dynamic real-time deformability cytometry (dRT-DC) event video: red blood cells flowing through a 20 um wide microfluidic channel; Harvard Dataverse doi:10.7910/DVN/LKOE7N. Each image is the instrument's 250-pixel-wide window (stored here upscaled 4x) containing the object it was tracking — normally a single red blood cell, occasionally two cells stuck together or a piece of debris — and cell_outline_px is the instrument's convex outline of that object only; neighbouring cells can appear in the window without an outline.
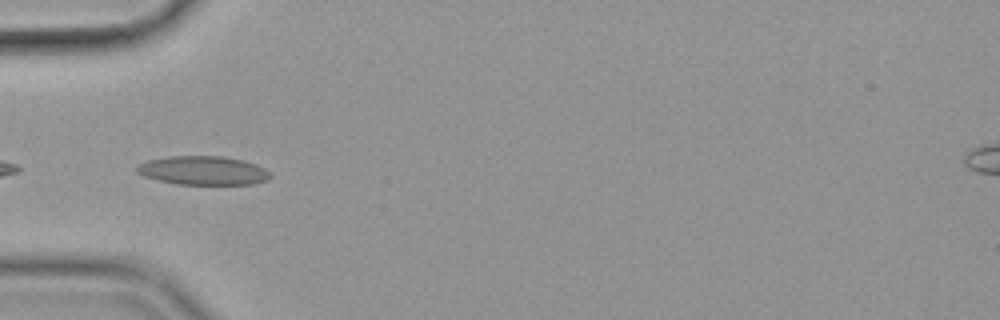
{"species": "common noctule bat (a hibernating species)", "species_latin": "Nyctalus noctula", "temperature_condition": "cold", "stored_images_in_passage": 14, "camera_frame_rate_fps": 3000, "um_per_image_px": 0.085, "animal": {"sex": "female", "body_mass_g": 19.9}, "frame": {"image": 1, "passage_image": 1, "time_ms": 0.0, "image_size_px": [1000, 320], "cell_outline_px": [[272, 176], [268, 180], [252, 184], [176, 184], [156, 180], [144, 176], [136, 172], [136, 164], [148, 160], [168, 156], [224, 156], [244, 160], [256, 164], [264, 168]], "centroid_in_image_um": [17.24, 14.49], "position_along_channel_um": 67.8, "area_um2": 22.6}}